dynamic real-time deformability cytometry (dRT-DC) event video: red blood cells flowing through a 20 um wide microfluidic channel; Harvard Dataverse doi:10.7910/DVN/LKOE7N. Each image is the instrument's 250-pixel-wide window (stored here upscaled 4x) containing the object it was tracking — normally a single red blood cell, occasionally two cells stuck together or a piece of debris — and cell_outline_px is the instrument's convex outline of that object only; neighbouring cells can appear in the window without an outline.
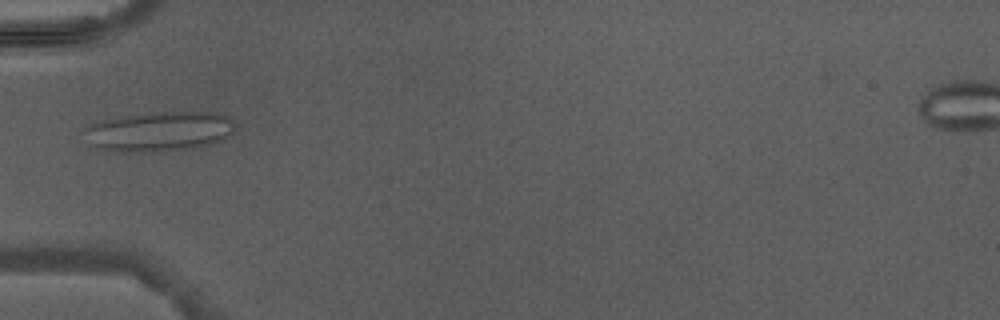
{"species": "Egyptian fruit bat (a non-hibernating species)", "species_latin": "Rousettus aegyptiacus", "temperature_condition": "warm", "stored_images_in_passage": 2, "camera_frame_rate_fps": 3000, "um_per_image_px": 0.085, "animal": {"sex": "male"}, "frame": {"image": 1, "passage_image": 1, "time_ms": 0.0, "image_size_px": [1000, 320], "cell_outline_px": [[232, 132], [220, 140], [208, 144], [192, 148], [96, 148], [92, 144], [88, 128], [92, 124], [104, 120], [124, 116], [164, 112], [220, 112], [232, 120]], "centroid_in_image_um": [13.69, 11.09], "position_along_channel_um": 71.3, "area_um2": 32.19}}